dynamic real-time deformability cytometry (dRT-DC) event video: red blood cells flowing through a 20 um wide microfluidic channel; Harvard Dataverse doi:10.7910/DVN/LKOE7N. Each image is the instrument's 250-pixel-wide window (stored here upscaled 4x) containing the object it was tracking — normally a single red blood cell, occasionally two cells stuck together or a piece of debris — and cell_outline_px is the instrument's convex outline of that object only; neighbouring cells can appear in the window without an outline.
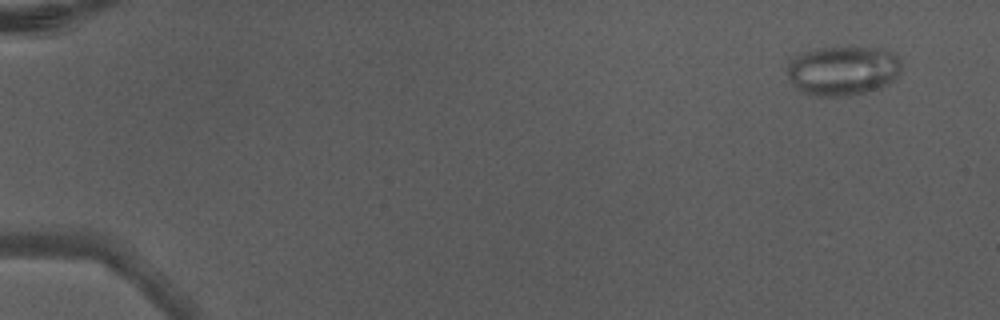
{"species": "Egyptian fruit bat (a non-hibernating species)", "species_latin": "Rousettus aegyptiacus", "temperature_condition": "warm", "stored_images_in_passage": 5, "camera_frame_rate_fps": 3000, "um_per_image_px": 0.085, "animal": {"sex": "male"}, "frame": {"image": 1, "passage_image": 1, "time_ms": 0.0, "image_size_px": [1000, 320], "cell_outline_px": [[900, 72], [888, 84], [880, 88], [848, 96], [820, 96], [804, 92], [796, 88], [792, 84], [788, 76], [788, 68], [800, 56], [816, 48], [884, 48], [896, 52], [900, 60]], "centroid_in_image_um": [71.73, 6.01], "position_along_channel_um": 13.3, "area_um2": 32.37}}